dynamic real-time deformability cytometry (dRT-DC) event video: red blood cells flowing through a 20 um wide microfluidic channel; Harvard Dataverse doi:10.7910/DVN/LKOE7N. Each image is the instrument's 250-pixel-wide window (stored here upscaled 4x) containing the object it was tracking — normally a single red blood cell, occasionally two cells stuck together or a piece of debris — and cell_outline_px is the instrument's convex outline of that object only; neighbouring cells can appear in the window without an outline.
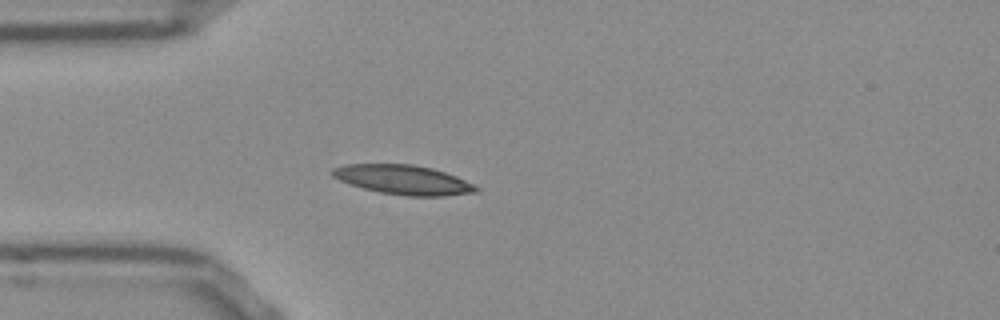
{"species": "Egyptian fruit bat (a non-hibernating species)", "species_latin": "Rousettus aegyptiacus", "temperature_condition": "room temperature", "stored_images_in_passage": 39, "camera_frame_rate_fps": 3000, "um_per_image_px": 0.085, "frame": {"image": 1, "passage_image": 1, "time_ms": 0.0, "image_size_px": [1000, 320], "cell_outline_px": [[480, 188], [476, 192], [444, 196], [408, 196], [380, 192], [364, 188], [340, 180], [332, 176], [332, 168], [344, 164], [412, 164], [432, 168], [456, 176]], "centroid_in_image_um": [34.27, 15.27], "position_along_channel_um": 50.7, "area_um2": 24.39}}
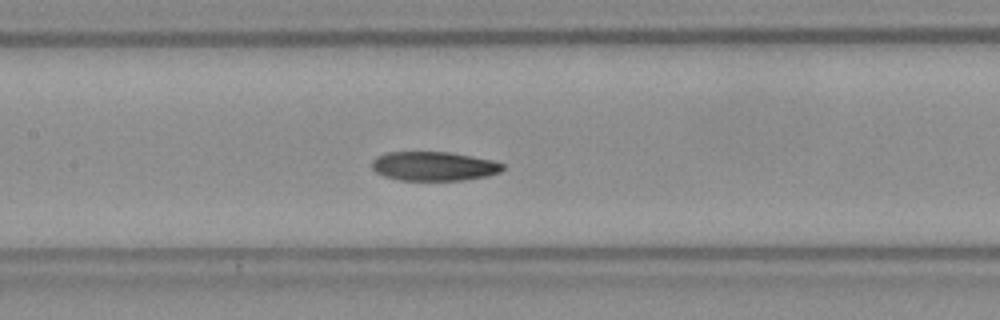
{"frame": {"image": 2, "passage_image": 11, "time_ms": 3.333, "image_size_px": [1000, 320], "cell_outline_px": [[504, 168], [500, 172], [488, 176], [464, 180], [400, 180], [384, 176], [376, 172], [372, 168], [372, 160], [376, 156], [388, 152], [448, 152], [496, 160], [504, 164]], "centroid_in_image_um": [36.9, 14.12], "position_along_channel_um": 170.5, "area_um2": 22.37}}
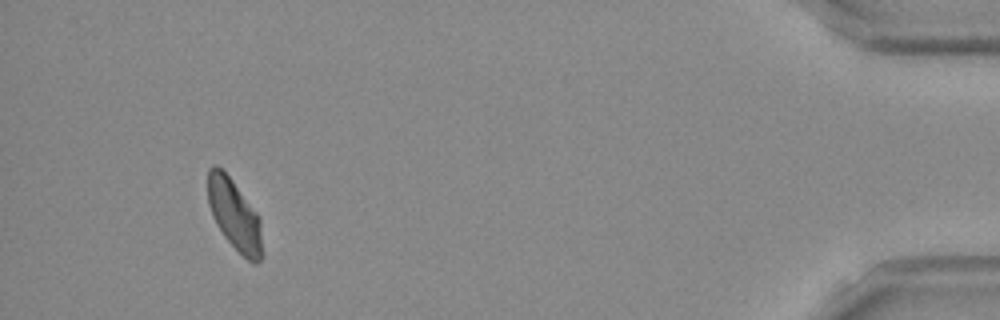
{"frame": {"image": 3, "passage_image": 36, "time_ms": 11.667, "image_size_px": [1000, 320], "cell_outline_px": [[264, 256], [256, 264], [252, 264], [224, 236], [216, 224], [208, 204], [208, 168], [212, 164], [216, 164], [232, 180], [260, 216], [264, 252]], "centroid_in_image_um": [19.97, 18.29], "position_along_channel_um": 415.2, "area_um2": 22.66}, "authors_computed_cell_mechanics": {"area_um2": 23.12, "velocity_mm_per_s": 3.8107, "shape_relaxation_time_tau1_ms": 8.3415, "shape_relaxation_time_tau2_ms": 7.0735, "deformation_change_tau1": 0.1739, "deformation_change_tau2": 0.1283}}